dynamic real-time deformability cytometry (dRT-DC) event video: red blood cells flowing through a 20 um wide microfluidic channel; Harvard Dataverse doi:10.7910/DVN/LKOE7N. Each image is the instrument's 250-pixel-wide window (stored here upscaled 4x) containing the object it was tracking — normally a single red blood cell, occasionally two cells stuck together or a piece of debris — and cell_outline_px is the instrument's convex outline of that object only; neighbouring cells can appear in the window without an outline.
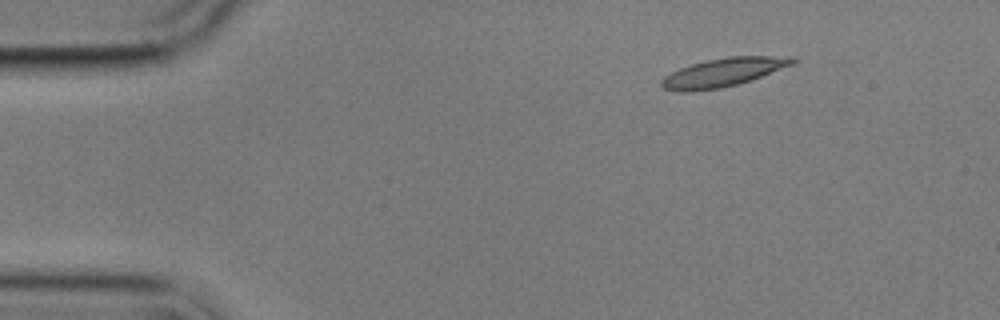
{"species": "common noctule bat (a hibernating species)", "species_latin": "Nyctalus noctula", "temperature_condition": "cold", "stored_images_in_passage": 5, "camera_frame_rate_fps": 3000, "um_per_image_px": 0.085, "animal": {"sex": "male", "body_mass_g": 17.9}, "frame": {"image": 1, "passage_image": 1, "time_ms": 0.0, "image_size_px": [1000, 320], "cell_outline_px": [[800, 60], [792, 64], [760, 76], [736, 84], [720, 88], [692, 92], [680, 92], [664, 88], [660, 84], [660, 80], [664, 76], [680, 68], [692, 64], [708, 60], [728, 56], [796, 56]], "centroid_in_image_um": [61.46, 6.14], "position_along_channel_um": 23.5, "area_um2": 21.62}}
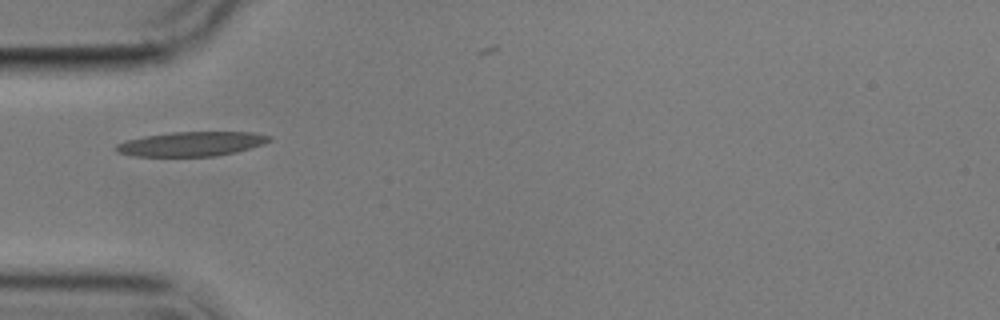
{"frame": {"image": 2, "passage_image": 4, "time_ms": 3.333, "image_size_px": [1000, 320], "cell_outline_px": [[272, 140], [264, 144], [236, 152], [216, 156], [132, 156], [116, 152], [112, 148], [116, 144], [124, 140], [144, 136], [172, 132], [252, 132], [272, 136]], "centroid_in_image_um": [16.24, 12.23], "position_along_channel_um": 68.8, "area_um2": 22.08}}
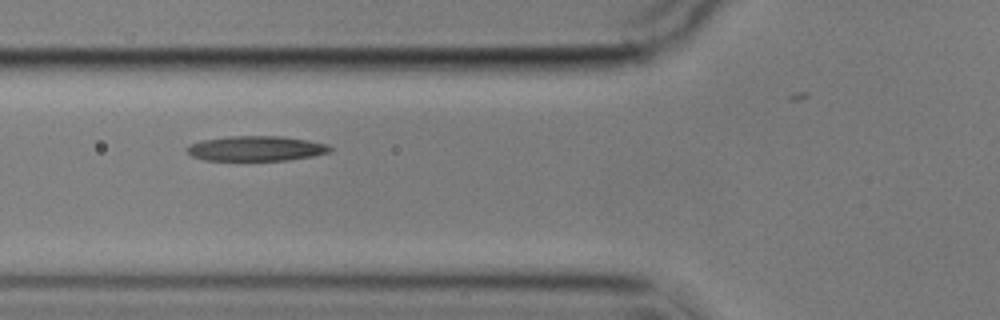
{"frame": {"image": 3, "passage_image": 5, "time_ms": 4.333, "image_size_px": [1000, 320], "cell_outline_px": [[332, 152], [312, 156], [288, 160], [204, 160], [192, 156], [184, 148], [200, 140], [228, 136], [280, 136], [308, 140], [328, 144], [332, 148]], "centroid_in_image_um": [21.78, 12.62], "position_along_channel_um": 104.0, "area_um2": 20.92}}